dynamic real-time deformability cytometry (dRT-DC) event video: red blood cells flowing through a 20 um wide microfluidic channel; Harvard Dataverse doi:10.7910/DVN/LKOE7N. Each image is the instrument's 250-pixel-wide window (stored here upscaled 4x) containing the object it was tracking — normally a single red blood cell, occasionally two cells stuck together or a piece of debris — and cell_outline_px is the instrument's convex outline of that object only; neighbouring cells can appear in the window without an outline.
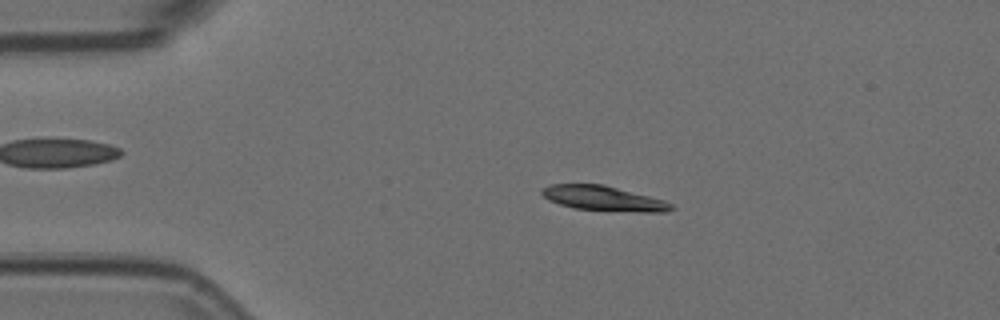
{"species": "Egyptian fruit bat (a non-hibernating species)", "species_latin": "Rousettus aegyptiacus", "temperature_condition": "room temperature", "stored_images_in_passage": 53, "camera_frame_rate_fps": 3000, "um_per_image_px": 0.085, "animal": {"sex": "female"}, "frame": {"image": 1, "passage_image": 10, "time_ms": 3.0, "image_size_px": [1000, 320], "cell_outline_px": [[676, 208], [668, 212], [640, 212], [572, 208], [548, 200], [540, 192], [544, 188], [552, 184], [604, 184], [664, 200], [672, 204]], "centroid_in_image_um": [51.33, 16.87], "position_along_channel_um": 33.7, "area_um2": 18.67}}
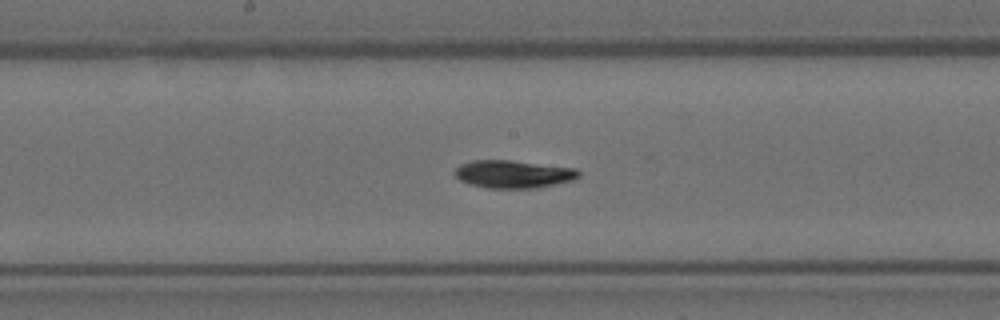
{"frame": {"image": 2, "passage_image": 27, "time_ms": 8.667, "image_size_px": [1000, 320], "cell_outline_px": [[580, 176], [572, 180], [540, 188], [488, 188], [468, 184], [460, 180], [456, 176], [456, 168], [460, 164], [472, 160], [508, 160], [576, 168], [580, 172]], "centroid_in_image_um": [43.64, 14.8], "position_along_channel_um": 204.6, "area_um2": 20.06}}
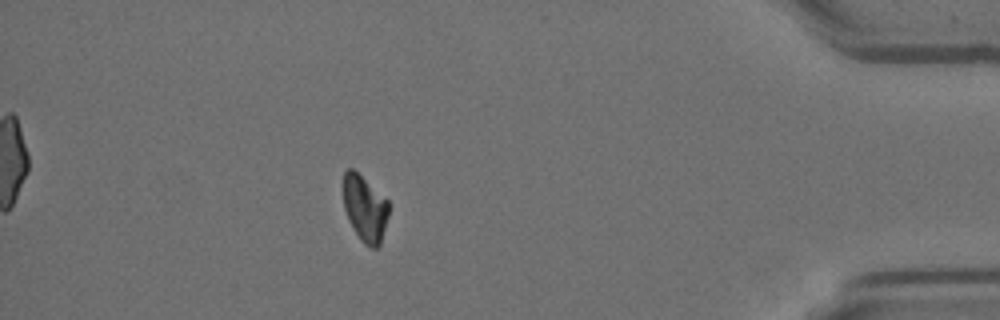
{"frame": {"image": 3, "passage_image": 47, "time_ms": 15.333, "image_size_px": [1000, 320], "cell_outline_px": [[388, 216], [380, 244], [376, 248], [372, 248], [364, 244], [360, 240], [348, 220], [344, 208], [344, 172], [348, 168], [352, 168], [388, 200]], "centroid_in_image_um": [31.01, 17.74], "position_along_channel_um": 404.2, "area_um2": 17.28}, "authors_computed_cell_mechanics": {"area_um2": 18.9584, "velocity_mm_per_s": 3.7166, "shape_relaxation_time_tau1_ms": 6.6784, "shape_relaxation_time_tau2_ms": null, "deformation_change_tau1": 0.1915, "deformation_change_tau2": null}}